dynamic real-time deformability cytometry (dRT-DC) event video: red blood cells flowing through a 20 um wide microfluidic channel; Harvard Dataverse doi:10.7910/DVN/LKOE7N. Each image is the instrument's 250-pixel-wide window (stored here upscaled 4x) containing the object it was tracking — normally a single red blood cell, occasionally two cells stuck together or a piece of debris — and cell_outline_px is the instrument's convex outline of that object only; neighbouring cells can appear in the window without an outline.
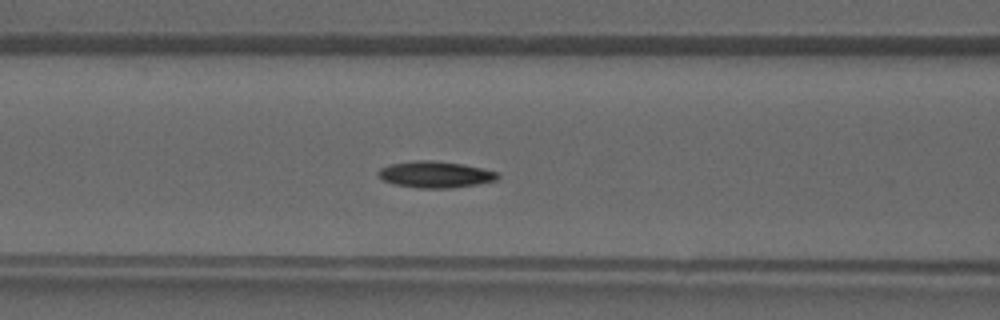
{"species": "common noctule bat (a hibernating species)", "species_latin": "Nyctalus noctula", "temperature_condition": "warm", "stored_images_in_passage": 31, "camera_frame_rate_fps": 3000, "um_per_image_px": 0.085, "animal": {"sex": "male", "forearm_length_mm": 52.5}, "frame": {"image": 1, "passage_image": 7, "time_ms": 2.0, "image_size_px": [1000, 320], "cell_outline_px": [[500, 176], [496, 180], [476, 184], [452, 188], [420, 188], [396, 184], [384, 180], [376, 172], [380, 168], [388, 164], [412, 160], [432, 160], [460, 164], [480, 168], [496, 172]], "centroid_in_image_um": [36.96, 14.82], "position_along_channel_um": 129.6, "area_um2": 18.21}}
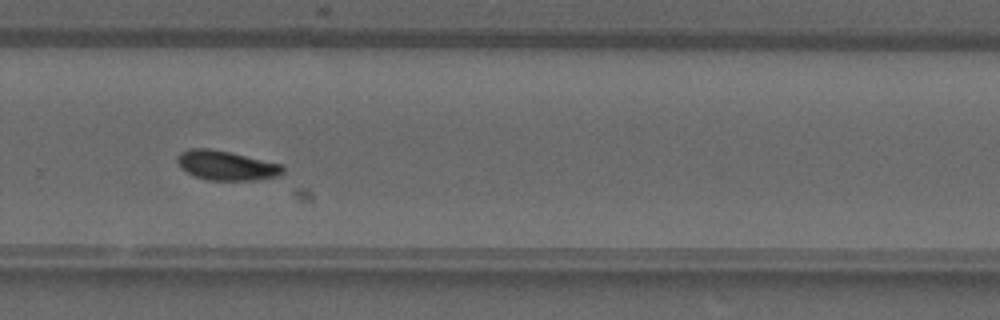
{"frame": {"image": 2, "passage_image": 18, "time_ms": 5.667, "image_size_px": [1000, 320], "cell_outline_px": [[284, 172], [280, 176], [256, 180], [208, 180], [196, 176], [180, 168], [176, 160], [176, 156], [180, 152], [188, 148], [212, 148], [232, 152], [284, 164]], "centroid_in_image_um": [19.26, 14.05], "position_along_channel_um": 310.5, "area_um2": 18.55}}
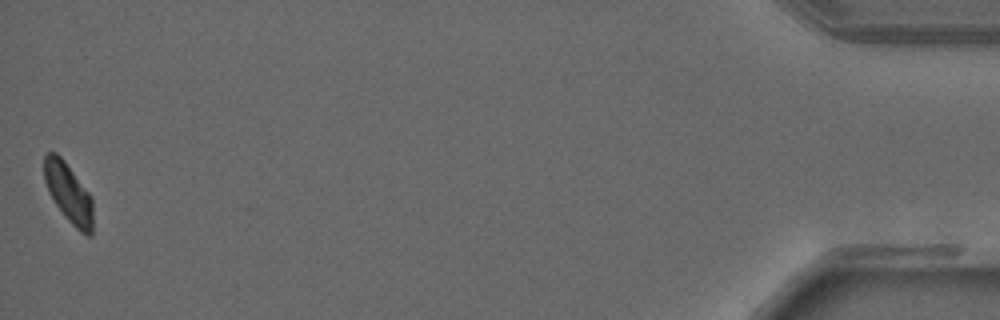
{"frame": {"image": 3, "passage_image": 31, "time_ms": 10.0, "image_size_px": [1000, 320], "cell_outline_px": [[92, 236], [88, 236], [80, 232], [64, 216], [48, 192], [44, 180], [44, 156], [48, 152], [56, 152], [64, 160], [92, 196]], "centroid_in_image_um": [5.82, 16.4], "position_along_channel_um": 429.4, "area_um2": 16.94}}